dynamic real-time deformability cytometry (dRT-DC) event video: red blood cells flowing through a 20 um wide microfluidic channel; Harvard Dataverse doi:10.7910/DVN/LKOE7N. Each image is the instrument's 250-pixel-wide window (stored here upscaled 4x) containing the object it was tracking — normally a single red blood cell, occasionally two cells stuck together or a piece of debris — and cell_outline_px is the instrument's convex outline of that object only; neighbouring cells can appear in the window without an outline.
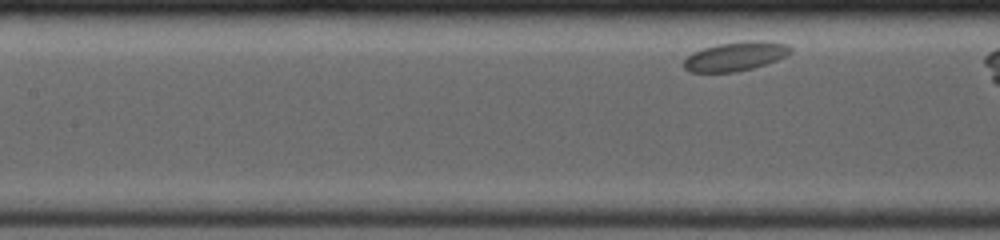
{"species": "common noctule bat (a hibernating species)", "species_latin": "Nyctalus noctula", "temperature_condition": "room temperature", "stored_images_in_passage": 22, "segment_of_instrument_passage": [2, 2], "camera_frame_rate_fps": 4000, "um_per_image_px": 0.085, "animal": {"sex": "female", "body_mass_g": 19.0, "forearm_length_mm": 53.3}, "frame": {"image": 1, "passage_image": 22, "time_ms": 5.0, "image_size_px": [1000, 240], "cell_outline_px": [[792, 52], [776, 60], [752, 68], [732, 72], [688, 72], [684, 68], [684, 60], [692, 52], [704, 48], [720, 44], [744, 40], [764, 40], [788, 44], [792, 48]], "centroid_in_image_um": [62.52, 4.77], "position_along_channel_um": 144.9, "area_um2": 18.03}}